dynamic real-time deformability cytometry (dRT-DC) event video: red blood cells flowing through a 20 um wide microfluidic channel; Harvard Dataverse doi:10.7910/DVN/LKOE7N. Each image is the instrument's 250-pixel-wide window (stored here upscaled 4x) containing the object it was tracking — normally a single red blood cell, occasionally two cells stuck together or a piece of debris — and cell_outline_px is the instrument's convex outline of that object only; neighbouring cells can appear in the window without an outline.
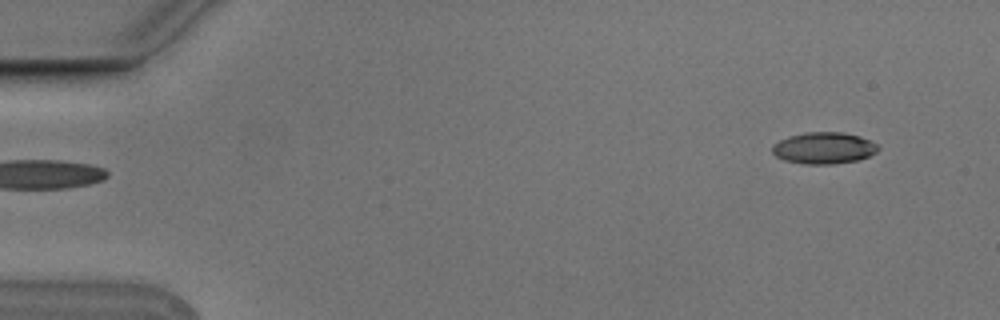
{"species": "Egyptian fruit bat (a non-hibernating species)", "species_latin": "Rousettus aegyptiacus", "temperature_condition": "cold", "stored_images_in_passage": 5, "segment_of_instrument_passage": [2, 2], "camera_frame_rate_fps": 3000, "um_per_image_px": 0.085, "animal": {"sex": "male"}, "frame": {"image": 1, "passage_image": 5, "time_ms": 1.333, "image_size_px": [1000, 320], "cell_outline_px": [[880, 148], [876, 152], [868, 156], [856, 160], [832, 164], [804, 164], [784, 160], [776, 156], [772, 152], [772, 144], [788, 136], [808, 132], [844, 132], [860, 136], [880, 144]], "centroid_in_image_um": [70.04, 12.57], "position_along_channel_um": 15.0, "area_um2": 19.59}}